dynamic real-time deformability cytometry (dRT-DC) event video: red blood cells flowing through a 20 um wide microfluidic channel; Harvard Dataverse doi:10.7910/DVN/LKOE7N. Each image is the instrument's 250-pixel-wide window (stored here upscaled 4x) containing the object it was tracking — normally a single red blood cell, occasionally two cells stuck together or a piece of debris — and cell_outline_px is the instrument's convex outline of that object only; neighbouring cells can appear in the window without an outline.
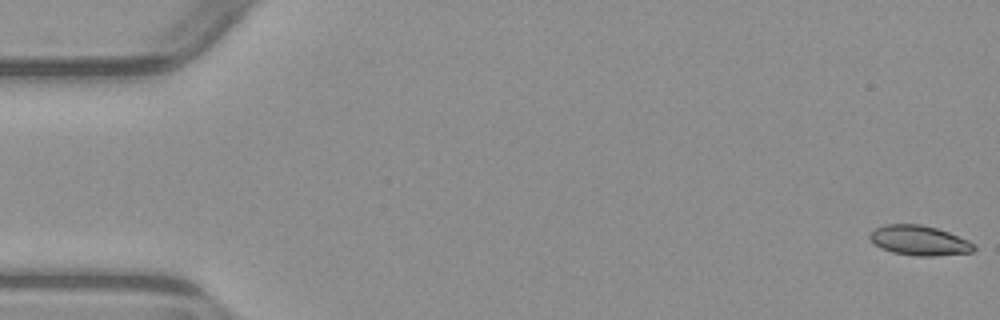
{"species": "common noctule bat (a hibernating species)", "species_latin": "Nyctalus noctula", "temperature_condition": "warm", "stored_images_in_passage": 6, "camera_frame_rate_fps": 3000, "um_per_image_px": 0.085, "animal": {"sex": "male", "body_mass_g": 23.1, "forearm_length_mm": 52.7}, "frame": {"image": 1, "passage_image": 1, "time_ms": 0.0, "image_size_px": [1000, 320], "cell_outline_px": [[976, 248], [972, 252], [936, 256], [916, 256], [892, 252], [880, 248], [868, 236], [876, 228], [884, 224], [920, 224], [936, 228], [948, 232], [968, 240], [976, 244]], "centroid_in_image_um": [78.16, 20.44], "position_along_channel_um": 6.8, "area_um2": 18.09}}